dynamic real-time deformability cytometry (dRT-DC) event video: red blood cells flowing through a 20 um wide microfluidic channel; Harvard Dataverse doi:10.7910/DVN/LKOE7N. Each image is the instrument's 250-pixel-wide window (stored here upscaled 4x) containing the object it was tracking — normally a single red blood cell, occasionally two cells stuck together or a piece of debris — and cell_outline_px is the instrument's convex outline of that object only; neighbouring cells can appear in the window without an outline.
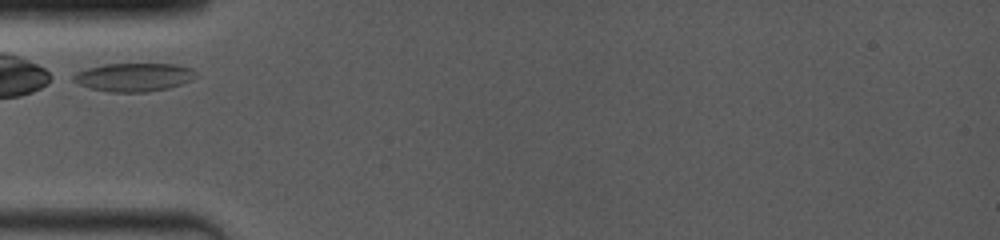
{"species": "common noctule bat (a hibernating species)", "species_latin": "Nyctalus noctula", "temperature_condition": "room temperature", "stored_images_in_passage": 7, "camera_frame_rate_fps": 4000, "um_per_image_px": 0.085, "animal": {"sex": "female", "body_mass_g": 19.0, "forearm_length_mm": 53.3}, "frame": {"image": 1, "passage_image": 1, "time_ms": 0.0, "image_size_px": [1000, 240], "cell_outline_px": [[196, 76], [180, 84], [168, 88], [148, 92], [108, 92], [88, 88], [72, 80], [68, 76], [76, 72], [88, 68], [104, 64], [176, 64], [192, 68], [196, 72]], "centroid_in_image_um": [11.31, 6.56], "position_along_channel_um": 73.7, "area_um2": 20.35}}
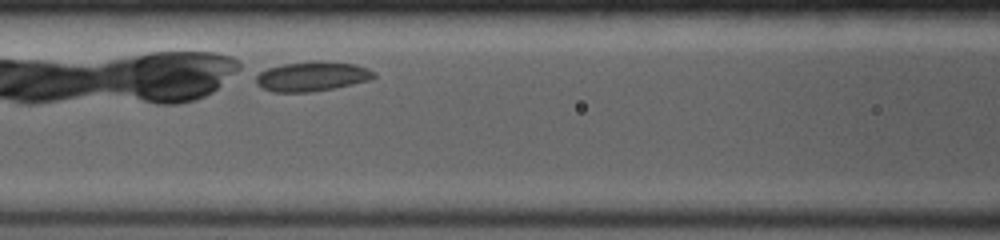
{"frame": {"image": 2, "passage_image": 7, "time_ms": 1.75, "image_size_px": [1000, 240], "cell_outline_px": [[376, 76], [372, 80], [312, 92], [272, 92], [256, 84], [256, 76], [260, 72], [268, 68], [284, 64], [320, 60], [356, 64], [368, 68], [376, 72]], "centroid_in_image_um": [26.57, 6.49], "position_along_channel_um": 140.0, "area_um2": 20.46}}